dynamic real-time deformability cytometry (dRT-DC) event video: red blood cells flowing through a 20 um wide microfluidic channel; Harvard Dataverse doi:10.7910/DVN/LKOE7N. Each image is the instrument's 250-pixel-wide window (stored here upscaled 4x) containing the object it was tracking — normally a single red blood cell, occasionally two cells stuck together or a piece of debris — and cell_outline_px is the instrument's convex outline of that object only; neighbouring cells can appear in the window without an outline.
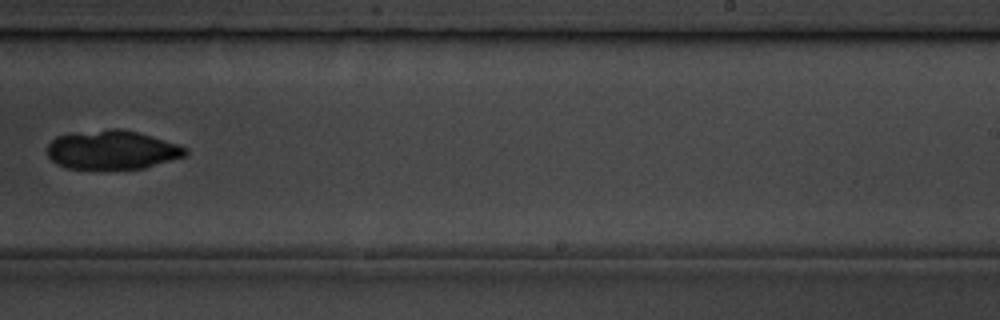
{"species": "common noctule bat (a hibernating species)", "species_latin": "Nyctalus noctula", "temperature_condition": "room temperature", "stored_images_in_passage": 16, "camera_frame_rate_fps": 3000, "um_per_image_px": 0.085, "animal": {"sex": "male", "body_mass_g": 19.5, "forearm_length_mm": 54.6}, "frame": {"image": 1, "passage_image": 10, "time_ms": 11.333, "image_size_px": [1000, 320], "cell_outline_px": [[188, 152], [184, 156], [144, 168], [68, 168], [56, 164], [48, 156], [48, 144], [56, 136], [72, 132], [112, 128], [120, 128], [136, 132], [176, 144], [188, 148]], "centroid_in_image_um": [9.48, 12.72], "position_along_channel_um": 279.5, "area_um2": 31.04}}